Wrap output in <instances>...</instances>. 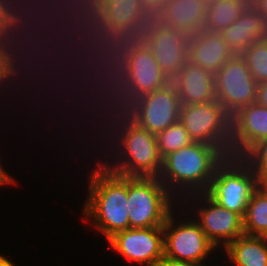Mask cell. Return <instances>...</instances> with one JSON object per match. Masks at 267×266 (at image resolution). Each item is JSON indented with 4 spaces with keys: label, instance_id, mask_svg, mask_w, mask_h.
I'll return each instance as SVG.
<instances>
[{
    "label": "cell",
    "instance_id": "cell-1",
    "mask_svg": "<svg viewBox=\"0 0 267 266\" xmlns=\"http://www.w3.org/2000/svg\"><path fill=\"white\" fill-rule=\"evenodd\" d=\"M89 197L84 209L86 218L107 239L115 233L129 229L128 177L121 176L99 164L90 175Z\"/></svg>",
    "mask_w": 267,
    "mask_h": 266
},
{
    "label": "cell",
    "instance_id": "cell-2",
    "mask_svg": "<svg viewBox=\"0 0 267 266\" xmlns=\"http://www.w3.org/2000/svg\"><path fill=\"white\" fill-rule=\"evenodd\" d=\"M214 173L215 171L207 163L203 142H193L189 146L168 154L163 159L162 170L158 178L172 195H174L172 193L174 190L185 191L184 194L190 190L192 192L187 194L191 195L193 192L205 193ZM175 187L178 188L175 189Z\"/></svg>",
    "mask_w": 267,
    "mask_h": 266
},
{
    "label": "cell",
    "instance_id": "cell-3",
    "mask_svg": "<svg viewBox=\"0 0 267 266\" xmlns=\"http://www.w3.org/2000/svg\"><path fill=\"white\" fill-rule=\"evenodd\" d=\"M171 196L158 177H128L129 228L163 227L175 208Z\"/></svg>",
    "mask_w": 267,
    "mask_h": 266
},
{
    "label": "cell",
    "instance_id": "cell-4",
    "mask_svg": "<svg viewBox=\"0 0 267 266\" xmlns=\"http://www.w3.org/2000/svg\"><path fill=\"white\" fill-rule=\"evenodd\" d=\"M119 142L117 141V147H121L122 162L117 161L114 166L103 162L108 170L125 177L160 176L163 159L158 151L155 134L143 127H134Z\"/></svg>",
    "mask_w": 267,
    "mask_h": 266
},
{
    "label": "cell",
    "instance_id": "cell-5",
    "mask_svg": "<svg viewBox=\"0 0 267 266\" xmlns=\"http://www.w3.org/2000/svg\"><path fill=\"white\" fill-rule=\"evenodd\" d=\"M36 25L37 24H34V23L30 22V21L23 20L21 17H19L10 26L4 27V28H0V76L5 82L9 83V80L12 79L11 77L14 78L12 80H15L17 75H19L18 71H21L22 68L23 69L25 68L21 64H18L19 61L22 58H23L22 62L20 61V63H23V62L25 63L27 61L26 63L29 64L28 68L30 70V68H32L30 66H32L31 64H33L32 63L33 60H31V62L29 61L30 59H32L31 58L32 54L35 53V52H38L39 55L42 54V56H43L44 47L45 48L49 47L48 44L46 45L47 39H45V37L43 38V35L47 36L46 34H44L46 31H42L43 28H41L38 25L36 26ZM35 26L37 27V29H36ZM33 29H35V31ZM34 32H36L37 35ZM27 34H28V36H27ZM40 34H41L42 37L40 36ZM36 36L37 37H41V38H37ZM34 37H35V39H34ZM42 38L44 39V41H43ZM35 40H36V42H35ZM26 45L28 47L30 45L29 49H28V47ZM34 48H35V51H34ZM39 48H41V53H40V49ZM28 50H30V52ZM27 52L29 54L28 56L25 55ZM30 53H31V55H30ZM23 54L25 55V57L27 56L26 58H29V57L30 58L25 60ZM20 57H22V58H20ZM26 63L24 65H27ZM15 64L16 65L18 64V65L16 66ZM19 66H21L22 68H20Z\"/></svg>",
    "mask_w": 267,
    "mask_h": 266
},
{
    "label": "cell",
    "instance_id": "cell-6",
    "mask_svg": "<svg viewBox=\"0 0 267 266\" xmlns=\"http://www.w3.org/2000/svg\"><path fill=\"white\" fill-rule=\"evenodd\" d=\"M216 100L232 116L257 100L258 83L240 54H235L214 75Z\"/></svg>",
    "mask_w": 267,
    "mask_h": 266
},
{
    "label": "cell",
    "instance_id": "cell-7",
    "mask_svg": "<svg viewBox=\"0 0 267 266\" xmlns=\"http://www.w3.org/2000/svg\"><path fill=\"white\" fill-rule=\"evenodd\" d=\"M259 185L257 174L248 164L216 170L205 194L219 206L244 217L251 195Z\"/></svg>",
    "mask_w": 267,
    "mask_h": 266
},
{
    "label": "cell",
    "instance_id": "cell-8",
    "mask_svg": "<svg viewBox=\"0 0 267 266\" xmlns=\"http://www.w3.org/2000/svg\"><path fill=\"white\" fill-rule=\"evenodd\" d=\"M173 212L167 217L163 225L164 231V255L180 261H188L203 265L207 258L216 247L206 237L197 220L176 223L172 218ZM177 226V227H175Z\"/></svg>",
    "mask_w": 267,
    "mask_h": 266
},
{
    "label": "cell",
    "instance_id": "cell-9",
    "mask_svg": "<svg viewBox=\"0 0 267 266\" xmlns=\"http://www.w3.org/2000/svg\"><path fill=\"white\" fill-rule=\"evenodd\" d=\"M203 145L207 163L214 171L248 165L253 155V146L246 133L232 119Z\"/></svg>",
    "mask_w": 267,
    "mask_h": 266
},
{
    "label": "cell",
    "instance_id": "cell-10",
    "mask_svg": "<svg viewBox=\"0 0 267 266\" xmlns=\"http://www.w3.org/2000/svg\"><path fill=\"white\" fill-rule=\"evenodd\" d=\"M108 241L127 260L146 266H155L164 256L163 227L129 228L115 233Z\"/></svg>",
    "mask_w": 267,
    "mask_h": 266
},
{
    "label": "cell",
    "instance_id": "cell-11",
    "mask_svg": "<svg viewBox=\"0 0 267 266\" xmlns=\"http://www.w3.org/2000/svg\"><path fill=\"white\" fill-rule=\"evenodd\" d=\"M195 194L193 193L191 198L195 197L197 199L200 196L204 198L202 200L198 199L200 200L198 203L201 202L199 206L203 204L204 206L198 210L199 214L197 217L200 219L197 223L216 248L220 246L219 244L222 245V243V246L225 248L237 237L244 235L243 217L241 215L219 206L205 193Z\"/></svg>",
    "mask_w": 267,
    "mask_h": 266
},
{
    "label": "cell",
    "instance_id": "cell-12",
    "mask_svg": "<svg viewBox=\"0 0 267 266\" xmlns=\"http://www.w3.org/2000/svg\"><path fill=\"white\" fill-rule=\"evenodd\" d=\"M181 102L174 84L168 83L141 96V127L157 135L179 121Z\"/></svg>",
    "mask_w": 267,
    "mask_h": 266
},
{
    "label": "cell",
    "instance_id": "cell-13",
    "mask_svg": "<svg viewBox=\"0 0 267 266\" xmlns=\"http://www.w3.org/2000/svg\"><path fill=\"white\" fill-rule=\"evenodd\" d=\"M189 36L180 29L168 27L143 40L170 81L188 61Z\"/></svg>",
    "mask_w": 267,
    "mask_h": 266
},
{
    "label": "cell",
    "instance_id": "cell-14",
    "mask_svg": "<svg viewBox=\"0 0 267 266\" xmlns=\"http://www.w3.org/2000/svg\"><path fill=\"white\" fill-rule=\"evenodd\" d=\"M128 65V83L140 96L151 93L171 82L162 72L151 50L139 39H135L131 44Z\"/></svg>",
    "mask_w": 267,
    "mask_h": 266
},
{
    "label": "cell",
    "instance_id": "cell-15",
    "mask_svg": "<svg viewBox=\"0 0 267 266\" xmlns=\"http://www.w3.org/2000/svg\"><path fill=\"white\" fill-rule=\"evenodd\" d=\"M231 116L217 101L181 105L179 122L194 142H205L220 130Z\"/></svg>",
    "mask_w": 267,
    "mask_h": 266
},
{
    "label": "cell",
    "instance_id": "cell-16",
    "mask_svg": "<svg viewBox=\"0 0 267 266\" xmlns=\"http://www.w3.org/2000/svg\"><path fill=\"white\" fill-rule=\"evenodd\" d=\"M235 54L218 32L201 30L189 36L188 61L214 75Z\"/></svg>",
    "mask_w": 267,
    "mask_h": 266
},
{
    "label": "cell",
    "instance_id": "cell-17",
    "mask_svg": "<svg viewBox=\"0 0 267 266\" xmlns=\"http://www.w3.org/2000/svg\"><path fill=\"white\" fill-rule=\"evenodd\" d=\"M181 105L203 104L216 100L214 74L187 61L171 80Z\"/></svg>",
    "mask_w": 267,
    "mask_h": 266
},
{
    "label": "cell",
    "instance_id": "cell-18",
    "mask_svg": "<svg viewBox=\"0 0 267 266\" xmlns=\"http://www.w3.org/2000/svg\"><path fill=\"white\" fill-rule=\"evenodd\" d=\"M220 34L228 46L240 54L252 44L267 38V22L262 15L249 4L234 23Z\"/></svg>",
    "mask_w": 267,
    "mask_h": 266
},
{
    "label": "cell",
    "instance_id": "cell-19",
    "mask_svg": "<svg viewBox=\"0 0 267 266\" xmlns=\"http://www.w3.org/2000/svg\"><path fill=\"white\" fill-rule=\"evenodd\" d=\"M165 6L169 27L188 35L204 30L208 0H167Z\"/></svg>",
    "mask_w": 267,
    "mask_h": 266
},
{
    "label": "cell",
    "instance_id": "cell-20",
    "mask_svg": "<svg viewBox=\"0 0 267 266\" xmlns=\"http://www.w3.org/2000/svg\"><path fill=\"white\" fill-rule=\"evenodd\" d=\"M235 266H267V238L242 235L225 248Z\"/></svg>",
    "mask_w": 267,
    "mask_h": 266
},
{
    "label": "cell",
    "instance_id": "cell-21",
    "mask_svg": "<svg viewBox=\"0 0 267 266\" xmlns=\"http://www.w3.org/2000/svg\"><path fill=\"white\" fill-rule=\"evenodd\" d=\"M110 23L134 39L142 33L140 0H106Z\"/></svg>",
    "mask_w": 267,
    "mask_h": 266
},
{
    "label": "cell",
    "instance_id": "cell-22",
    "mask_svg": "<svg viewBox=\"0 0 267 266\" xmlns=\"http://www.w3.org/2000/svg\"><path fill=\"white\" fill-rule=\"evenodd\" d=\"M56 21H58V22H56ZM61 21H63V22H61ZM54 22H56V23L54 24ZM65 22H67V23H65ZM82 22H93L91 17H90V15L87 12V9L82 4H69V5L54 6L52 11H50V13L46 17H44V19L38 25H40L41 28H44L43 29L44 31L45 30H46V32L48 31L46 33V35H48V34L50 35L52 33L50 35V36H52L55 33L54 34L55 38H51L50 36L49 37L46 36L47 37L46 39L47 40L49 39L47 41V44H50L49 42L51 40H53V39L54 40L56 39V41H55L56 43L55 44H57L58 43L57 39H60L61 37L63 38L64 34H62V33H65L64 36H66L67 32L69 33L70 30H72L74 26H78V24H80ZM49 23H51V24H49ZM56 24L57 25L61 24L62 27L61 26H57ZM54 25H55V27H54ZM52 26L54 27L55 30L53 28H51ZM46 28H49V29H46ZM57 28L59 30L61 28V32H59V30H56ZM62 28L63 29L65 28V30H63ZM50 29H51V31L52 30H54V31L50 32ZM56 31H58V32H56ZM60 35H61V37H60Z\"/></svg>",
    "mask_w": 267,
    "mask_h": 266
},
{
    "label": "cell",
    "instance_id": "cell-23",
    "mask_svg": "<svg viewBox=\"0 0 267 266\" xmlns=\"http://www.w3.org/2000/svg\"><path fill=\"white\" fill-rule=\"evenodd\" d=\"M249 4V0L208 1L204 30L220 33L232 25Z\"/></svg>",
    "mask_w": 267,
    "mask_h": 266
},
{
    "label": "cell",
    "instance_id": "cell-24",
    "mask_svg": "<svg viewBox=\"0 0 267 266\" xmlns=\"http://www.w3.org/2000/svg\"><path fill=\"white\" fill-rule=\"evenodd\" d=\"M231 119L246 133L252 146L267 138V107L254 102L240 108Z\"/></svg>",
    "mask_w": 267,
    "mask_h": 266
},
{
    "label": "cell",
    "instance_id": "cell-25",
    "mask_svg": "<svg viewBox=\"0 0 267 266\" xmlns=\"http://www.w3.org/2000/svg\"><path fill=\"white\" fill-rule=\"evenodd\" d=\"M244 235L267 237V184L252 193L243 217Z\"/></svg>",
    "mask_w": 267,
    "mask_h": 266
},
{
    "label": "cell",
    "instance_id": "cell-26",
    "mask_svg": "<svg viewBox=\"0 0 267 266\" xmlns=\"http://www.w3.org/2000/svg\"><path fill=\"white\" fill-rule=\"evenodd\" d=\"M73 28L74 29H72L69 33H67V35L64 36L63 39L61 38L60 40H58V42H60L58 44H61L62 48L64 47L63 45H65L64 43L65 42L67 43L68 39L71 40L72 42L71 41L68 42L71 44L70 45L67 44V46L69 48L68 50H73L71 47L75 46L76 50L74 49L73 51H75L76 54H77V51L80 54L82 53L81 55L84 57L83 58L80 54H78V55H74L72 57L73 59H74V57L76 58V56H77V58H81L80 60L81 61L83 60V62H84V60L87 59V57L94 54V52L97 51L98 49H105L104 44L102 43L98 32L93 27V22H82V23L78 24V26H74ZM70 34H71V36H70ZM68 36H70V37L68 38ZM65 37H67V38H65ZM64 39L66 41L62 42V40H64ZM75 41H77V42H75ZM72 44H73V46H72ZM81 46L83 49L81 48ZM77 48H79V49H77ZM81 50H83V52ZM79 55H80V57H78ZM85 56H86V58H85Z\"/></svg>",
    "mask_w": 267,
    "mask_h": 266
},
{
    "label": "cell",
    "instance_id": "cell-27",
    "mask_svg": "<svg viewBox=\"0 0 267 266\" xmlns=\"http://www.w3.org/2000/svg\"><path fill=\"white\" fill-rule=\"evenodd\" d=\"M159 154L164 159L168 154L191 145L194 140L178 121L156 135Z\"/></svg>",
    "mask_w": 267,
    "mask_h": 266
},
{
    "label": "cell",
    "instance_id": "cell-28",
    "mask_svg": "<svg viewBox=\"0 0 267 266\" xmlns=\"http://www.w3.org/2000/svg\"><path fill=\"white\" fill-rule=\"evenodd\" d=\"M240 56L258 84L267 81V38L252 44Z\"/></svg>",
    "mask_w": 267,
    "mask_h": 266
},
{
    "label": "cell",
    "instance_id": "cell-29",
    "mask_svg": "<svg viewBox=\"0 0 267 266\" xmlns=\"http://www.w3.org/2000/svg\"><path fill=\"white\" fill-rule=\"evenodd\" d=\"M141 19L142 33L139 37L140 41L169 27L165 5L141 4Z\"/></svg>",
    "mask_w": 267,
    "mask_h": 266
},
{
    "label": "cell",
    "instance_id": "cell-30",
    "mask_svg": "<svg viewBox=\"0 0 267 266\" xmlns=\"http://www.w3.org/2000/svg\"><path fill=\"white\" fill-rule=\"evenodd\" d=\"M69 4H82V2L81 0H22L20 2V17L23 20L30 21L38 25V23L43 20L44 16L46 17L50 13V11H52V8H54V6Z\"/></svg>",
    "mask_w": 267,
    "mask_h": 266
},
{
    "label": "cell",
    "instance_id": "cell-31",
    "mask_svg": "<svg viewBox=\"0 0 267 266\" xmlns=\"http://www.w3.org/2000/svg\"><path fill=\"white\" fill-rule=\"evenodd\" d=\"M110 94L124 111L132 126L141 127V96L132 88L130 90H118L117 93Z\"/></svg>",
    "mask_w": 267,
    "mask_h": 266
},
{
    "label": "cell",
    "instance_id": "cell-32",
    "mask_svg": "<svg viewBox=\"0 0 267 266\" xmlns=\"http://www.w3.org/2000/svg\"><path fill=\"white\" fill-rule=\"evenodd\" d=\"M86 9L98 34L112 32L115 29L107 16L106 0H91Z\"/></svg>",
    "mask_w": 267,
    "mask_h": 266
},
{
    "label": "cell",
    "instance_id": "cell-33",
    "mask_svg": "<svg viewBox=\"0 0 267 266\" xmlns=\"http://www.w3.org/2000/svg\"><path fill=\"white\" fill-rule=\"evenodd\" d=\"M249 165L257 174L260 184H267V138L253 146Z\"/></svg>",
    "mask_w": 267,
    "mask_h": 266
},
{
    "label": "cell",
    "instance_id": "cell-34",
    "mask_svg": "<svg viewBox=\"0 0 267 266\" xmlns=\"http://www.w3.org/2000/svg\"><path fill=\"white\" fill-rule=\"evenodd\" d=\"M130 48L131 47H115L113 50L107 51L115 75L126 82H128L129 74L128 55Z\"/></svg>",
    "mask_w": 267,
    "mask_h": 266
},
{
    "label": "cell",
    "instance_id": "cell-35",
    "mask_svg": "<svg viewBox=\"0 0 267 266\" xmlns=\"http://www.w3.org/2000/svg\"><path fill=\"white\" fill-rule=\"evenodd\" d=\"M87 58L88 59L84 60L85 61V62H83L84 64H82V62L79 59H77L79 62H77V60H75L76 62H74V63H77V64L80 63L81 64V67H79V71H80V68H82V67H85L87 69L88 65L90 66L88 69L91 70L90 68L93 66L94 68H92V71H90V73H94L93 75L97 76L98 78L103 77L104 73L114 72L112 70V65H111V62L109 60V55H108L106 49H98L97 51L94 52V54H92V56H89ZM85 63H86V66H85ZM95 68H97V69H95ZM98 73H99V75H98Z\"/></svg>",
    "mask_w": 267,
    "mask_h": 266
},
{
    "label": "cell",
    "instance_id": "cell-36",
    "mask_svg": "<svg viewBox=\"0 0 267 266\" xmlns=\"http://www.w3.org/2000/svg\"><path fill=\"white\" fill-rule=\"evenodd\" d=\"M107 108H109V109H107ZM107 108L104 110V112H107V110L110 111V109L112 108L110 112L108 111L109 114L111 113L110 116H112V114H113V116L111 117V119H109V122L108 123H110V120H112L111 123L115 121L114 123H112L113 125L115 124L114 125L115 126L114 129H116L115 130V134H117V135L114 136V138H116V136L119 137V139H117V138L115 139V140H118L119 141L123 137L127 136L134 127L132 126V124L130 123L128 117L125 115L124 111L121 109V107L119 105H111V106L109 105V107H107ZM116 124H119V125H116Z\"/></svg>",
    "mask_w": 267,
    "mask_h": 266
},
{
    "label": "cell",
    "instance_id": "cell-37",
    "mask_svg": "<svg viewBox=\"0 0 267 266\" xmlns=\"http://www.w3.org/2000/svg\"><path fill=\"white\" fill-rule=\"evenodd\" d=\"M99 37L107 51L113 50L115 47H131V44L135 40L118 28H115L112 32L100 33Z\"/></svg>",
    "mask_w": 267,
    "mask_h": 266
},
{
    "label": "cell",
    "instance_id": "cell-38",
    "mask_svg": "<svg viewBox=\"0 0 267 266\" xmlns=\"http://www.w3.org/2000/svg\"><path fill=\"white\" fill-rule=\"evenodd\" d=\"M20 17V3L17 0H0V28L13 24Z\"/></svg>",
    "mask_w": 267,
    "mask_h": 266
},
{
    "label": "cell",
    "instance_id": "cell-39",
    "mask_svg": "<svg viewBox=\"0 0 267 266\" xmlns=\"http://www.w3.org/2000/svg\"><path fill=\"white\" fill-rule=\"evenodd\" d=\"M99 80L101 82V85L109 93H117L118 90H130L131 89L129 83L126 82V81H123V80L119 79L115 75V72L104 73L103 74V77H100Z\"/></svg>",
    "mask_w": 267,
    "mask_h": 266
},
{
    "label": "cell",
    "instance_id": "cell-40",
    "mask_svg": "<svg viewBox=\"0 0 267 266\" xmlns=\"http://www.w3.org/2000/svg\"><path fill=\"white\" fill-rule=\"evenodd\" d=\"M155 266H203L200 264H195L188 261H180L177 259L170 258L168 256H163ZM206 266V265H205Z\"/></svg>",
    "mask_w": 267,
    "mask_h": 266
},
{
    "label": "cell",
    "instance_id": "cell-41",
    "mask_svg": "<svg viewBox=\"0 0 267 266\" xmlns=\"http://www.w3.org/2000/svg\"><path fill=\"white\" fill-rule=\"evenodd\" d=\"M256 102L259 105L267 107V81L258 84Z\"/></svg>",
    "mask_w": 267,
    "mask_h": 266
},
{
    "label": "cell",
    "instance_id": "cell-42",
    "mask_svg": "<svg viewBox=\"0 0 267 266\" xmlns=\"http://www.w3.org/2000/svg\"><path fill=\"white\" fill-rule=\"evenodd\" d=\"M250 4L262 15L267 22V0H252Z\"/></svg>",
    "mask_w": 267,
    "mask_h": 266
},
{
    "label": "cell",
    "instance_id": "cell-43",
    "mask_svg": "<svg viewBox=\"0 0 267 266\" xmlns=\"http://www.w3.org/2000/svg\"><path fill=\"white\" fill-rule=\"evenodd\" d=\"M91 76H94V78H91V80L93 79V80H92V81H93L92 84L94 83V85L91 84V86H95V84L97 85V83H98V85H97L98 88H97V87L94 88V90H95V89H96V90L99 89V90H97V92H96V93H98L97 95H111V94H110V93H109V92H108V91L101 85V82H100V80H99V78H98L97 76L93 75V73H91ZM95 77H96V78H95ZM96 79H97V81H96ZM90 82H91V81H90ZM86 83L88 84V82H86ZM99 84H100V85H99ZM88 87H89V84H88ZM100 87H101L102 89H101ZM87 89H88V88H87ZM88 90H89V89H88ZM90 90H92V88H91ZM94 90H93V91H94ZM96 90H95V91H96ZM93 91H92V92H93ZM100 91H101V92H100ZM90 92H91V91H90ZM90 92H89V93H90ZM92 92H91V93H92ZM99 92H100V93H99ZM106 93H107V94H106ZM93 94H95V93H93ZM95 95H96V94H95ZM97 95H96V96H97Z\"/></svg>",
    "mask_w": 267,
    "mask_h": 266
},
{
    "label": "cell",
    "instance_id": "cell-44",
    "mask_svg": "<svg viewBox=\"0 0 267 266\" xmlns=\"http://www.w3.org/2000/svg\"><path fill=\"white\" fill-rule=\"evenodd\" d=\"M15 180L4 171L3 166L0 164V185L15 184Z\"/></svg>",
    "mask_w": 267,
    "mask_h": 266
},
{
    "label": "cell",
    "instance_id": "cell-45",
    "mask_svg": "<svg viewBox=\"0 0 267 266\" xmlns=\"http://www.w3.org/2000/svg\"><path fill=\"white\" fill-rule=\"evenodd\" d=\"M103 96H104L105 98H104ZM96 97H97V99H98L99 96H96ZM102 97H103L104 99H102ZM101 99H102V101H104V103L101 101V104H106V105H107V106L105 105L106 107H108V106L111 105V104H112V105H118L117 102L113 99L112 95H101V98L98 99V100H101ZM109 99H111V100H109ZM112 99H113V100H112ZM107 100H108L110 103H109ZM105 101H107V102H105ZM97 103H98V101H97ZM114 103H115V104H114ZM108 104H109V105H108ZM100 107H101V105H99L98 109H99ZM103 107H104V105H103Z\"/></svg>",
    "mask_w": 267,
    "mask_h": 266
},
{
    "label": "cell",
    "instance_id": "cell-46",
    "mask_svg": "<svg viewBox=\"0 0 267 266\" xmlns=\"http://www.w3.org/2000/svg\"><path fill=\"white\" fill-rule=\"evenodd\" d=\"M167 0H140L141 4L165 5Z\"/></svg>",
    "mask_w": 267,
    "mask_h": 266
},
{
    "label": "cell",
    "instance_id": "cell-47",
    "mask_svg": "<svg viewBox=\"0 0 267 266\" xmlns=\"http://www.w3.org/2000/svg\"><path fill=\"white\" fill-rule=\"evenodd\" d=\"M0 266H15L7 258L0 255Z\"/></svg>",
    "mask_w": 267,
    "mask_h": 266
},
{
    "label": "cell",
    "instance_id": "cell-48",
    "mask_svg": "<svg viewBox=\"0 0 267 266\" xmlns=\"http://www.w3.org/2000/svg\"><path fill=\"white\" fill-rule=\"evenodd\" d=\"M81 2H82V5H83L85 8H87V7L90 5L91 0H81Z\"/></svg>",
    "mask_w": 267,
    "mask_h": 266
},
{
    "label": "cell",
    "instance_id": "cell-49",
    "mask_svg": "<svg viewBox=\"0 0 267 266\" xmlns=\"http://www.w3.org/2000/svg\"><path fill=\"white\" fill-rule=\"evenodd\" d=\"M3 84H6L5 83V81L1 78V76H0V87H2L3 86ZM2 85V86H1Z\"/></svg>",
    "mask_w": 267,
    "mask_h": 266
}]
</instances>
